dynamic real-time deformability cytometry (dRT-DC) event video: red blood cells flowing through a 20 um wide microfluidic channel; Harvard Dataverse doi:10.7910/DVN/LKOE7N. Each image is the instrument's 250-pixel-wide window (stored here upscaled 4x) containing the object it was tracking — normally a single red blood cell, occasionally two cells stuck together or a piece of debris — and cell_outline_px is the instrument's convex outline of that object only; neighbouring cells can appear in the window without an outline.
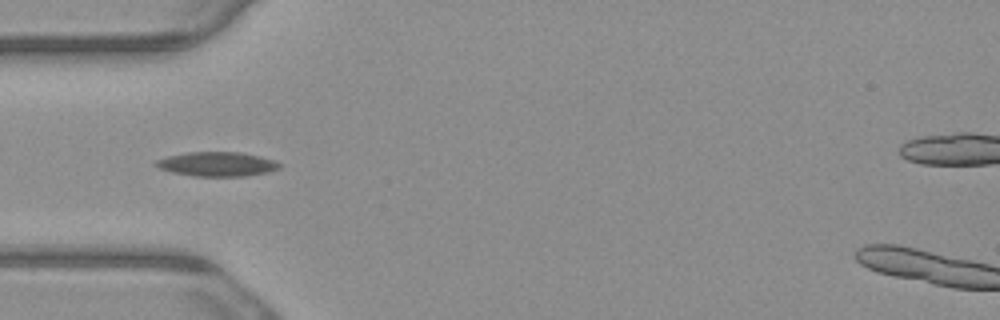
{"species": "common noctule bat (a hibernating species)", "species_latin": "Nyctalus noctula", "temperature_condition": "warm", "stored_images_in_passage": 7, "camera_frame_rate_fps": 3000, "um_per_image_px": 0.085, "animal": {"sex": "male", "body_mass_g": 23.1, "forearm_length_mm": 52.7}, "frame": {"image": 1, "passage_image": 5, "time_ms": 1.333, "image_size_px": [1000, 320], "cell_outline_px": [[280, 168], [268, 172], [244, 176], [196, 176], [172, 172], [160, 168], [152, 164], [156, 160], [168, 156], [188, 152], [240, 152], [260, 156], [272, 160], [280, 164]], "centroid_in_image_um": [18.43, 13.94], "position_along_channel_um": 66.6, "area_um2": 17.4}}
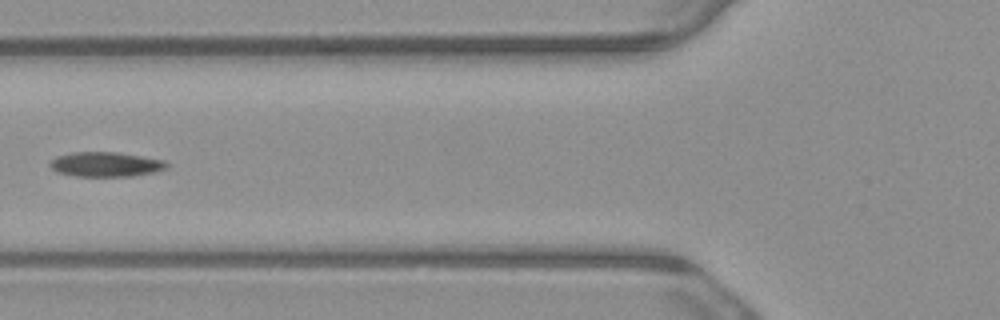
{"frame": {"image": 2, "passage_image": 6, "time_ms": 1.667, "image_size_px": [1000, 320], "cell_outline_px": [[168, 168], [152, 172], [132, 176], [76, 176], [56, 172], [48, 164], [56, 156], [72, 152], [116, 152], [164, 160], [168, 164]], "centroid_in_image_um": [8.96, 13.97], "position_along_channel_um": 116.8, "area_um2": 16.7}}
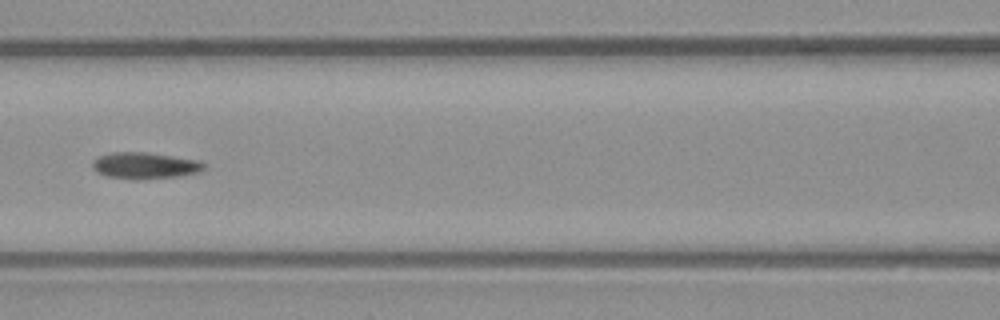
{"frame": {"image": 3, "passage_image": 7, "time_ms": 2.0, "image_size_px": [1000, 320], "cell_outline_px": [[208, 168], [200, 172], [176, 176], [144, 180], [132, 180], [104, 176], [96, 172], [92, 168], [92, 160], [96, 156], [112, 152], [148, 152], [200, 160], [208, 164]], "centroid_in_image_um": [12.32, 14.08], "position_along_channel_um": 154.3, "area_um2": 17.86}}